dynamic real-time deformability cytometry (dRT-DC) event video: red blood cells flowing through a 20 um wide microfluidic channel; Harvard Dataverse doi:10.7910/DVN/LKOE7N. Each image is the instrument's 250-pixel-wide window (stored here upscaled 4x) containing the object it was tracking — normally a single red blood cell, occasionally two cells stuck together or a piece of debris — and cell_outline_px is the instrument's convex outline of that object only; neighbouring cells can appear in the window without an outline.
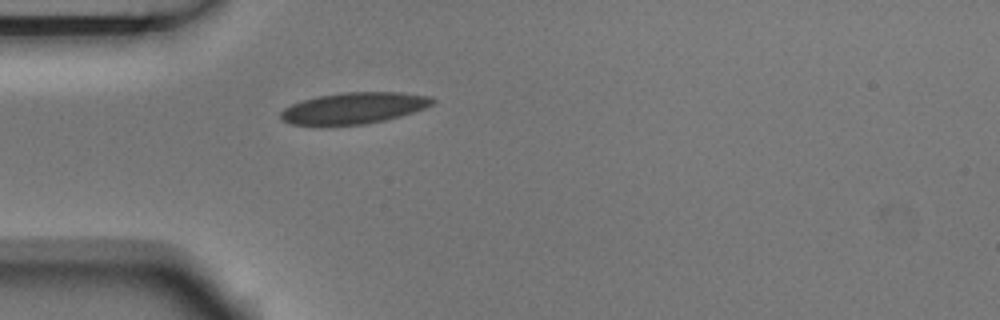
{"species": "Egyptian fruit bat (a non-hibernating species)", "species_latin": "Rousettus aegyptiacus", "temperature_condition": "room temperature", "stored_images_in_passage": 1, "camera_frame_rate_fps": 3000, "um_per_image_px": 0.085, "animal": {"sex": "male"}, "frame": {"image": 1, "passage_image": 1, "time_ms": 0.0, "image_size_px": [1000, 320], "cell_outline_px": [[436, 100], [432, 104], [424, 108], [400, 116], [384, 120], [364, 124], [328, 128], [316, 128], [292, 124], [284, 120], [280, 116], [280, 112], [284, 108], [292, 104], [304, 100], [320, 96], [344, 92], [400, 92], [432, 96]], "centroid_in_image_um": [30.03, 9.23], "position_along_channel_um": 55.0, "area_um2": 28.38}}